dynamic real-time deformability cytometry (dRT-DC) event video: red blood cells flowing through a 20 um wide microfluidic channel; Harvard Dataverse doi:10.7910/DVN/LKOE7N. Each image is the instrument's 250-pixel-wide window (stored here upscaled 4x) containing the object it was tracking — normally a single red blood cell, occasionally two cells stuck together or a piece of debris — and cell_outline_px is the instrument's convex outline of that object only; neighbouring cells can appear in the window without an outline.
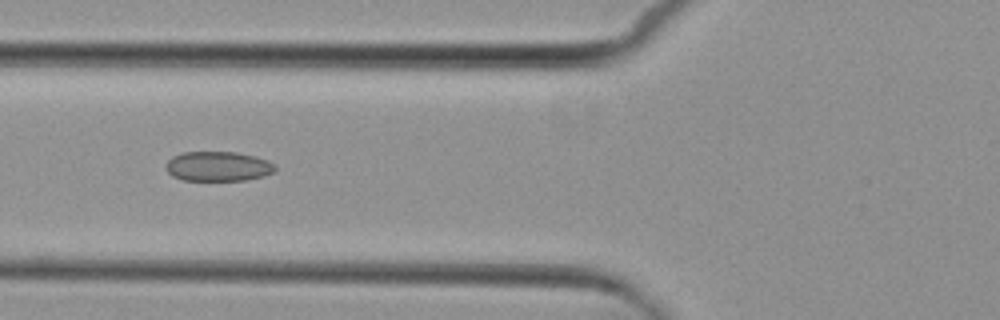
{"species": "common noctule bat (a hibernating species)", "species_latin": "Nyctalus noctula", "temperature_condition": "cold", "stored_images_in_passage": 5, "camera_frame_rate_fps": 3000, "um_per_image_px": 0.085, "animal": {"sex": "female", "body_mass_g": 29.2, "forearm_length_mm": 56.3}, "frame": {"image": 1, "passage_image": 5, "time_ms": 5.667, "image_size_px": [1000, 320], "cell_outline_px": [[276, 172], [264, 176], [248, 180], [184, 180], [172, 176], [164, 168], [164, 164], [172, 156], [184, 152], [236, 152], [256, 156], [268, 160], [276, 168]], "centroid_in_image_um": [18.53, 14.14], "position_along_channel_um": 107.3, "area_um2": 19.13}}